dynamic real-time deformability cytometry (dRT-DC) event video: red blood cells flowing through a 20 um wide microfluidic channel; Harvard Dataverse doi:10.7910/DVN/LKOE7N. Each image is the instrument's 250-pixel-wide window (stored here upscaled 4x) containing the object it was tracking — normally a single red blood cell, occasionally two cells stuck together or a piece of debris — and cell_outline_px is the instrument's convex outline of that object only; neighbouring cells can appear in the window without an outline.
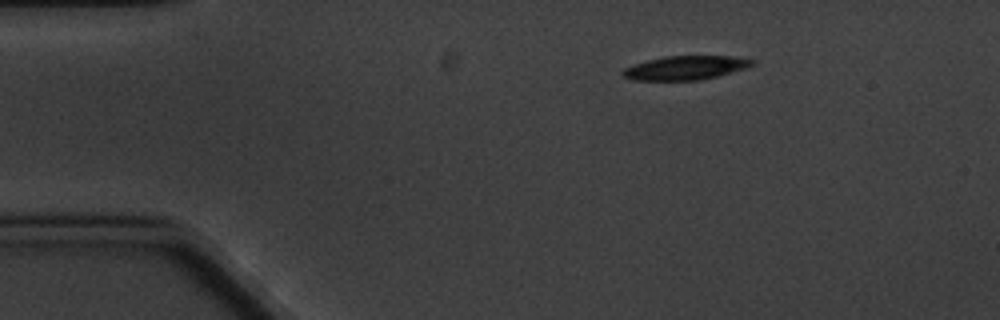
{"species": "common noctule bat (a hibernating species)", "species_latin": "Nyctalus noctula", "temperature_condition": "cold", "stored_images_in_passage": 6, "camera_frame_rate_fps": 3000, "um_per_image_px": 0.085, "animal": {"sex": "male", "body_mass_g": 20.1, "forearm_length_mm": 53.5}, "frame": {"image": 1, "passage_image": 1, "time_ms": 0.0, "image_size_px": [1000, 320], "cell_outline_px": [[756, 64], [744, 68], [716, 76], [700, 80], [632, 80], [624, 76], [620, 72], [624, 68], [648, 60], [664, 56], [728, 56], [756, 60]], "centroid_in_image_um": [58.25, 5.76], "position_along_channel_um": 26.7, "area_um2": 17.8}}
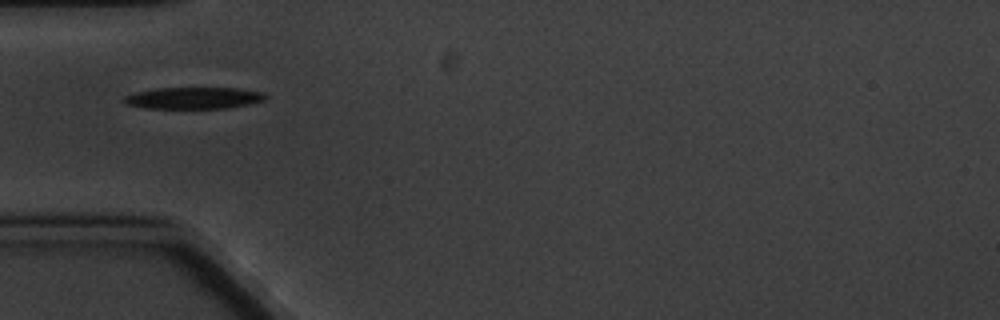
{"frame": {"image": 2, "passage_image": 3, "time_ms": 3.0, "image_size_px": [1000, 320], "cell_outline_px": [[268, 96], [264, 100], [228, 108], [140, 108], [124, 104], [120, 100], [124, 96], [136, 92], [156, 88], [236, 88], [264, 92]], "centroid_in_image_um": [16.39, 8.33], "position_along_channel_um": 68.6, "area_um2": 17.98}}
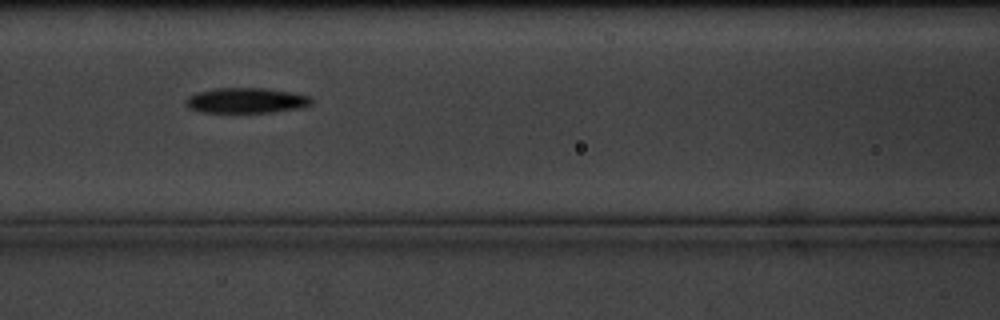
{"frame": {"image": 3, "passage_image": 5, "time_ms": 5.333, "image_size_px": [1000, 320], "cell_outline_px": [[312, 104], [304, 108], [272, 112], [200, 112], [188, 108], [184, 104], [184, 100], [188, 96], [196, 92], [216, 88], [264, 88], [292, 92], [312, 96]], "centroid_in_image_um": [20.93, 8.54], "position_along_channel_um": 145.7, "area_um2": 18.84}}